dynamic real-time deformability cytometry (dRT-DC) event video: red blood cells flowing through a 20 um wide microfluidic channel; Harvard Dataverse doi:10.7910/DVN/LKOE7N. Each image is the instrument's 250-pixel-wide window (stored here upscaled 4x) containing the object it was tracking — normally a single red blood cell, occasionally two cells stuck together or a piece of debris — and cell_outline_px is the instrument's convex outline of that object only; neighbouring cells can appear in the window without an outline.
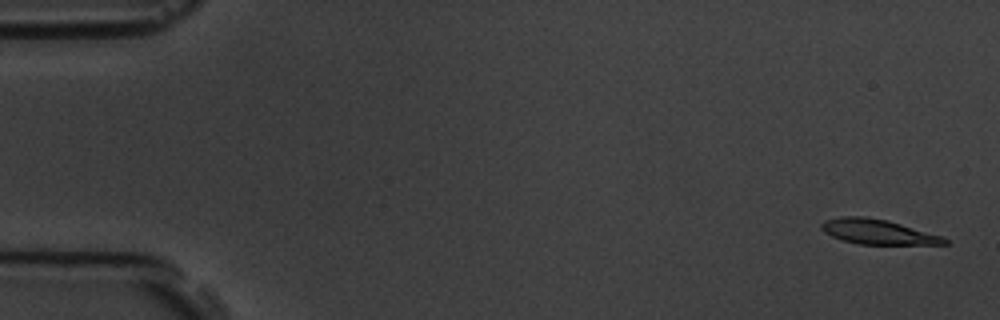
{"species": "common noctule bat (a hibernating species)", "species_latin": "Nyctalus noctula", "temperature_condition": "room temperature", "stored_images_in_passage": 6, "camera_frame_rate_fps": 3000, "um_per_image_px": 0.085, "animal": {"sex": "male", "body_mass_g": 19.5, "forearm_length_mm": 54.6}, "frame": {"image": 1, "passage_image": 1, "time_ms": 0.0, "image_size_px": [1000, 320], "cell_outline_px": [[948, 244], [860, 244], [844, 240], [832, 236], [824, 232], [820, 228], [820, 224], [824, 220], [840, 216], [868, 216], [888, 220], [944, 236], [948, 240]], "centroid_in_image_um": [74.62, 19.68], "position_along_channel_um": 10.4, "area_um2": 17.98}}
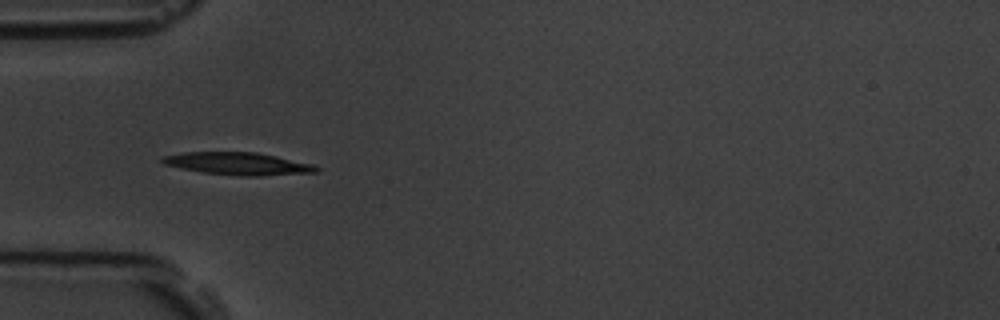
{"frame": {"image": 2, "passage_image": 5, "time_ms": 5.333, "image_size_px": [1000, 320], "cell_outline_px": [[320, 168], [316, 172], [260, 176], [240, 176], [204, 172], [180, 168], [164, 164], [160, 160], [160, 156], [184, 152], [256, 152], [316, 164]], "centroid_in_image_um": [20.24, 13.9], "position_along_channel_um": 64.8, "area_um2": 20.29}}
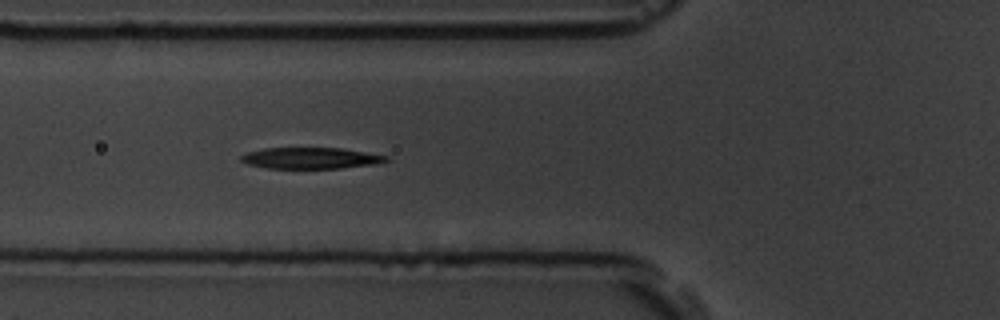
{"frame": {"image": 3, "passage_image": 6, "time_ms": 6.333, "image_size_px": [1000, 320], "cell_outline_px": [[388, 160], [376, 164], [340, 168], [268, 168], [248, 164], [240, 160], [240, 156], [248, 152], [264, 148], [340, 148], [388, 156]], "centroid_in_image_um": [26.39, 13.44], "position_along_channel_um": 99.4, "area_um2": 17.74}}